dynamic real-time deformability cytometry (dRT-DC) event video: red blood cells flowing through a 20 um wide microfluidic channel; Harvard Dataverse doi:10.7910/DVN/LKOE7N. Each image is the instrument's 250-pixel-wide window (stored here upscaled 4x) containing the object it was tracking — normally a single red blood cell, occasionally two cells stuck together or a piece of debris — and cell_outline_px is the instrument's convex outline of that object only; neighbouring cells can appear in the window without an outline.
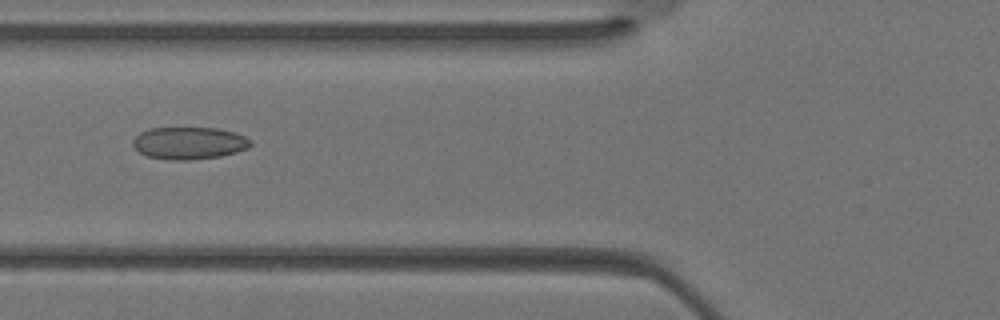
{"species": "Egyptian fruit bat (a non-hibernating species)", "species_latin": "Rousettus aegyptiacus", "temperature_condition": "warm", "stored_images_in_passage": 34, "camera_frame_rate_fps": 3000, "um_per_image_px": 0.085, "animal": {"sex": "female"}, "frame": {"image": 1, "passage_image": 13, "time_ms": 4.0, "image_size_px": [1000, 320], "cell_outline_px": [[252, 144], [248, 148], [236, 152], [220, 156], [188, 160], [172, 160], [148, 156], [140, 152], [132, 144], [132, 140], [140, 132], [148, 128], [216, 128], [236, 132], [252, 140]], "centroid_in_image_um": [16.09, 12.15], "position_along_channel_um": 109.7, "area_um2": 22.14}}
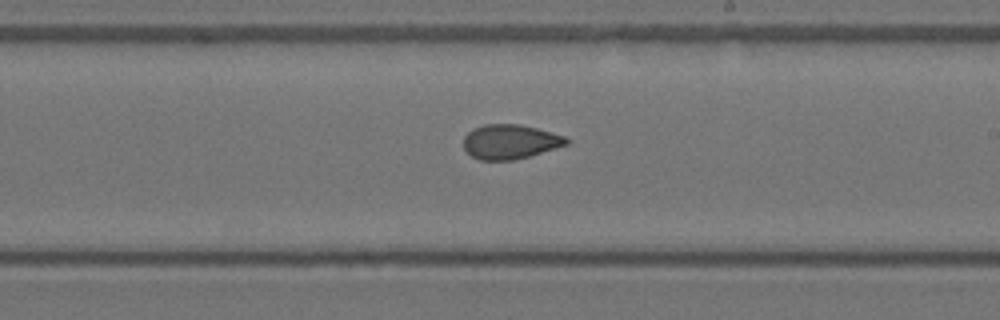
{"frame": {"image": 2, "passage_image": 20, "time_ms": 6.333, "image_size_px": [1000, 320], "cell_outline_px": [[572, 140], [568, 144], [528, 156], [512, 160], [480, 160], [472, 156], [464, 148], [464, 136], [472, 128], [484, 124], [520, 124], [536, 128], [564, 136]], "centroid_in_image_um": [43.34, 12.03], "position_along_channel_um": 245.7, "area_um2": 20.58}}
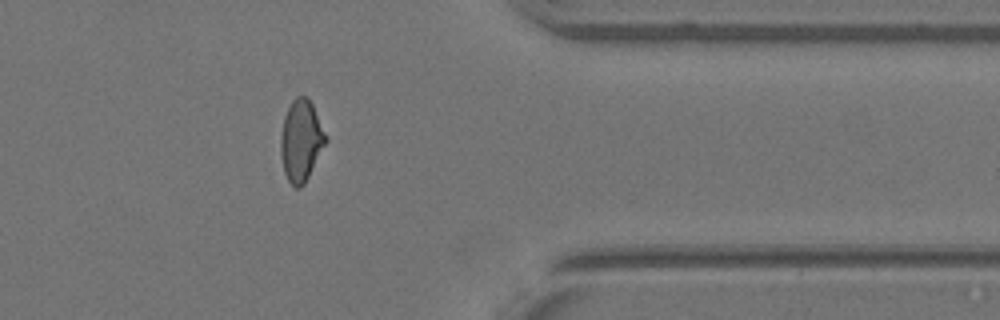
{"frame": {"image": 3, "passage_image": 28, "time_ms": 9.0, "image_size_px": [1000, 320], "cell_outline_px": [[328, 140], [304, 184], [300, 188], [296, 188], [288, 180], [284, 172], [280, 152], [280, 136], [284, 116], [292, 100], [296, 96], [308, 96], [312, 104]], "centroid_in_image_um": [25.58, 11.94], "position_along_channel_um": 385.8, "area_um2": 21.27}}